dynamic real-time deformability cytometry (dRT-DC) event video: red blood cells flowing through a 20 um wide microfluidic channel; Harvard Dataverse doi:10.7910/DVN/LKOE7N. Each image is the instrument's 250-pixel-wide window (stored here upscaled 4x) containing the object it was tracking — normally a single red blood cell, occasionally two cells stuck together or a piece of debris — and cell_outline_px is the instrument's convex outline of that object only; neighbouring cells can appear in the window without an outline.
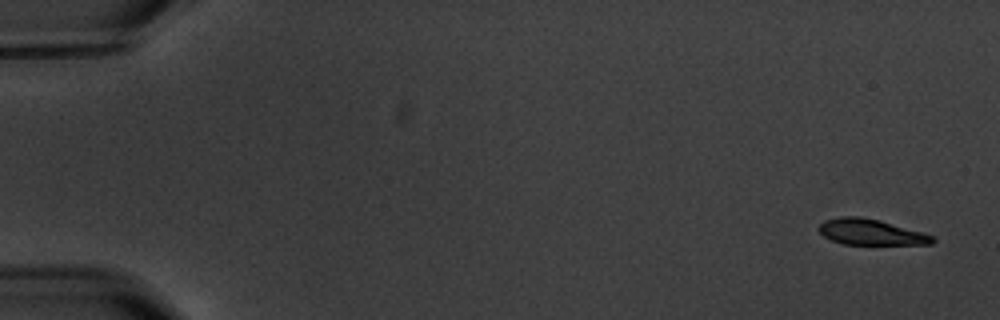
{"species": "common noctule bat (a hibernating species)", "species_latin": "Nyctalus noctula", "temperature_condition": "warm", "stored_images_in_passage": 5, "camera_frame_rate_fps": 3000, "um_per_image_px": 0.085, "animal": {"sex": "male", "body_mass_g": 20.1, "forearm_length_mm": 53.5}, "frame": {"image": 1, "passage_image": 1, "time_ms": 0.0, "image_size_px": [1000, 320], "cell_outline_px": [[936, 240], [932, 244], [844, 244], [832, 240], [824, 236], [816, 228], [824, 220], [840, 216], [860, 216], [880, 220], [924, 232], [936, 236]], "centroid_in_image_um": [74.05, 19.71], "position_along_channel_um": 11.0, "area_um2": 17.28}}
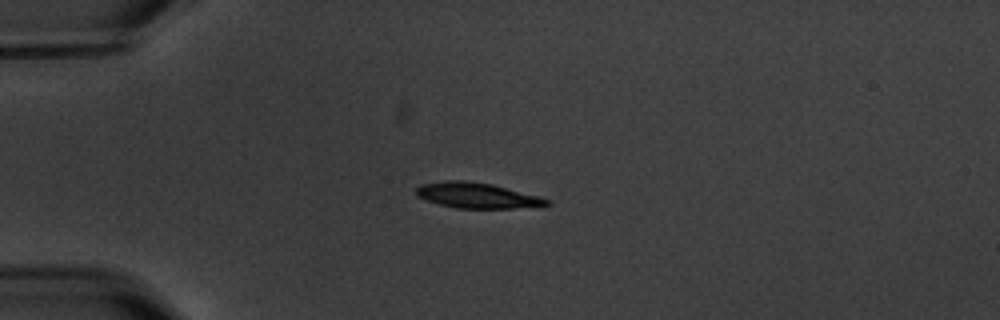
{"frame": {"image": 2, "passage_image": 4, "time_ms": 4.333, "image_size_px": [1000, 320], "cell_outline_px": [[552, 204], [512, 208], [456, 208], [440, 204], [416, 196], [416, 188], [420, 184], [448, 180], [464, 180], [492, 184], [540, 196], [548, 200]], "centroid_in_image_um": [40.52, 16.6], "position_along_channel_um": 44.5, "area_um2": 19.19}}